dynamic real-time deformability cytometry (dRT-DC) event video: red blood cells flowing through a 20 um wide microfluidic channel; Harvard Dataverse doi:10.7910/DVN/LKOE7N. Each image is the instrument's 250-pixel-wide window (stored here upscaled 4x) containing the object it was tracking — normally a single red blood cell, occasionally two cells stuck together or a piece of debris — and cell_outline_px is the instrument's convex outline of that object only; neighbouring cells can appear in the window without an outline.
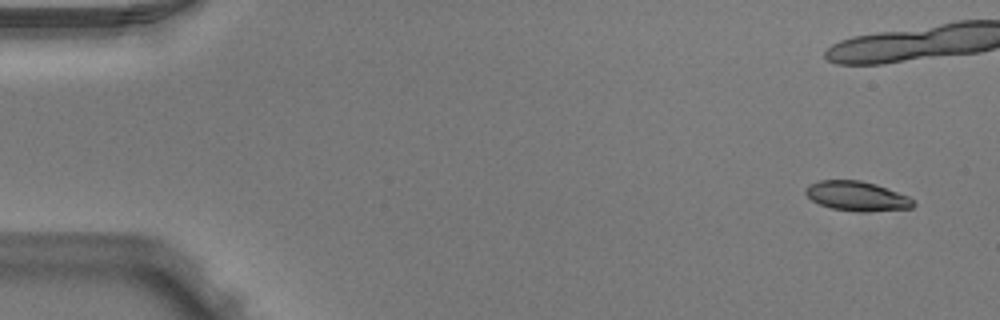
{"species": "Egyptian fruit bat (a non-hibernating species)", "species_latin": "Rousettus aegyptiacus", "temperature_condition": "warm", "stored_images_in_passage": 7, "camera_frame_rate_fps": 3000, "um_per_image_px": 0.085, "animal": {"sex": "male"}, "frame": {"image": 1, "passage_image": 1, "time_ms": 0.0, "image_size_px": [1000, 320], "cell_outline_px": [[916, 204], [912, 208], [860, 212], [832, 208], [820, 204], [812, 200], [804, 192], [804, 188], [808, 184], [820, 180], [860, 180], [876, 184], [908, 196], [916, 200]], "centroid_in_image_um": [72.84, 16.66], "position_along_channel_um": 12.2, "area_um2": 18.61}}
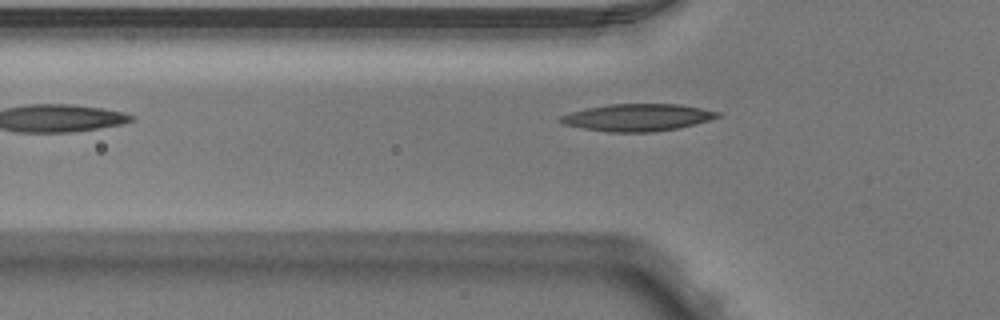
{"frame": {"image": 2, "passage_image": 6, "time_ms": 1.667, "image_size_px": [1000, 320], "cell_outline_px": [[720, 116], [708, 120], [680, 128], [652, 132], [608, 132], [584, 128], [564, 124], [556, 120], [560, 116], [572, 112], [588, 108], [608, 104], [676, 104], [700, 108], [720, 112]], "centroid_in_image_um": [54.17, 9.99], "position_along_channel_um": 71.6, "area_um2": 24.68}}
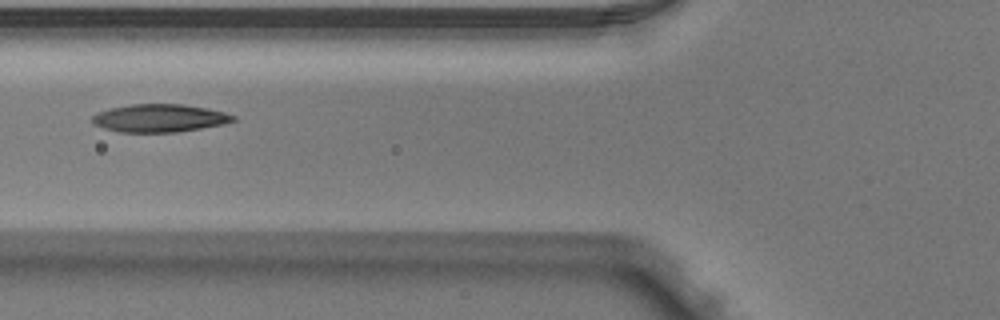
{"frame": {"image": 3, "passage_image": 7, "time_ms": 2.0, "image_size_px": [1000, 320], "cell_outline_px": [[236, 120], [220, 124], [200, 128], [176, 132], [120, 132], [104, 128], [92, 124], [92, 116], [96, 112], [108, 108], [132, 104], [184, 104], [208, 108], [224, 112], [236, 116]], "centroid_in_image_um": [13.51, 10.03], "position_along_channel_um": 112.3, "area_um2": 22.95}}